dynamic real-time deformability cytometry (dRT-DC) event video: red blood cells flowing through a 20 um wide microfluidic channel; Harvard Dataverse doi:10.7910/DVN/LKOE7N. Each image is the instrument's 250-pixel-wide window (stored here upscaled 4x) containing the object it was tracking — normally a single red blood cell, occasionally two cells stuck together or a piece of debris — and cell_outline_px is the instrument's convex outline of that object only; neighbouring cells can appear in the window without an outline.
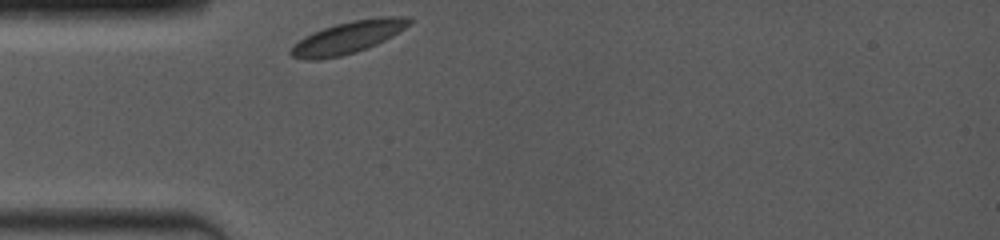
{"species": "common noctule bat (a hibernating species)", "species_latin": "Nyctalus noctula", "temperature_condition": "room temperature", "stored_images_in_passage": 1, "camera_frame_rate_fps": 4000, "um_per_image_px": 0.085, "animal": {"sex": "female", "body_mass_g": 19.0, "forearm_length_mm": 53.3}, "frame": {"image": 1, "passage_image": 1, "time_ms": 0.0, "image_size_px": [1000, 240], "cell_outline_px": [[412, 24], [392, 36], [368, 48], [356, 52], [340, 56], [320, 60], [304, 60], [292, 56], [288, 52], [304, 36], [312, 32], [336, 24], [352, 20], [376, 16], [408, 16], [412, 20]], "centroid_in_image_um": [29.61, 3.16], "position_along_channel_um": 55.4, "area_um2": 22.31}}